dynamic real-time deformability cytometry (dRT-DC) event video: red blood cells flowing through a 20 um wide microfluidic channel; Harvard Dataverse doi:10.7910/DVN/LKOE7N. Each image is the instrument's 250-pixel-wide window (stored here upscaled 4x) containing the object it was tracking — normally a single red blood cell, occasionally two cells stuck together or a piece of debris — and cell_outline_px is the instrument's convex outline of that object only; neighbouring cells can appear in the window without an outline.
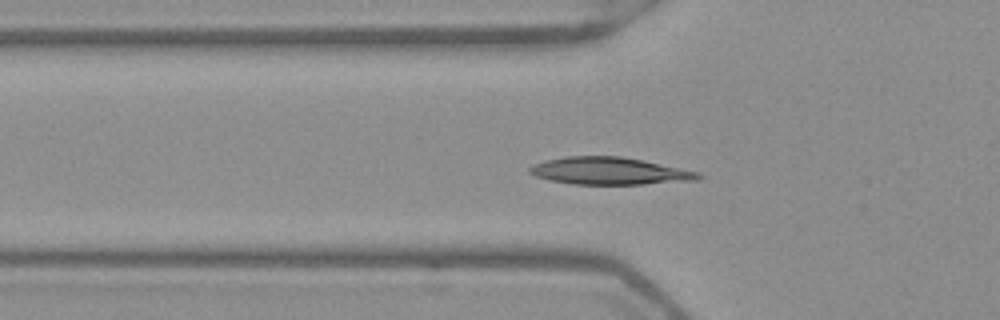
{"species": "Egyptian fruit bat (a non-hibernating species)", "species_latin": "Rousettus aegyptiacus", "temperature_condition": "warm", "stored_images_in_passage": 46, "camera_frame_rate_fps": 3000, "um_per_image_px": 0.085, "frame": {"image": 1, "passage_image": 17, "time_ms": 5.333, "image_size_px": [1000, 320], "cell_outline_px": [[704, 176], [700, 180], [644, 184], [572, 184], [548, 180], [536, 176], [528, 172], [528, 168], [532, 164], [544, 160], [568, 156], [620, 156], [644, 160], [700, 172]], "centroid_in_image_um": [51.82, 14.53], "position_along_channel_um": 74.0, "area_um2": 27.11}}
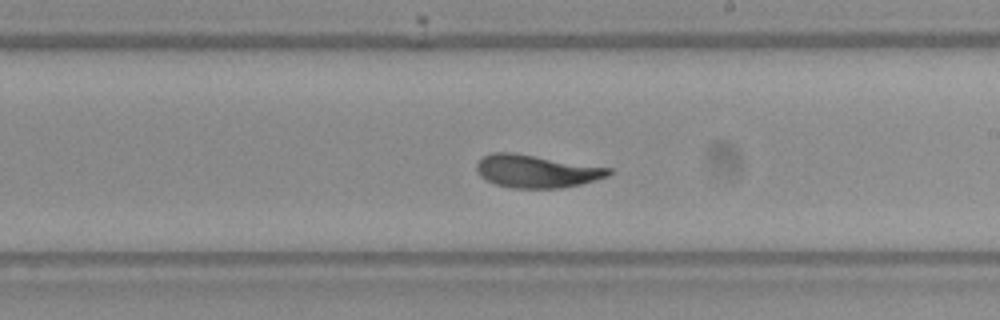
{"frame": {"image": 2, "passage_image": 30, "time_ms": 9.667, "image_size_px": [1000, 320], "cell_outline_px": [[612, 172], [608, 176], [580, 184], [560, 188], [512, 188], [496, 184], [480, 176], [476, 168], [476, 164], [484, 156], [492, 152], [512, 152], [612, 168]], "centroid_in_image_um": [45.6, 14.55], "position_along_channel_um": 243.4, "area_um2": 25.09}}
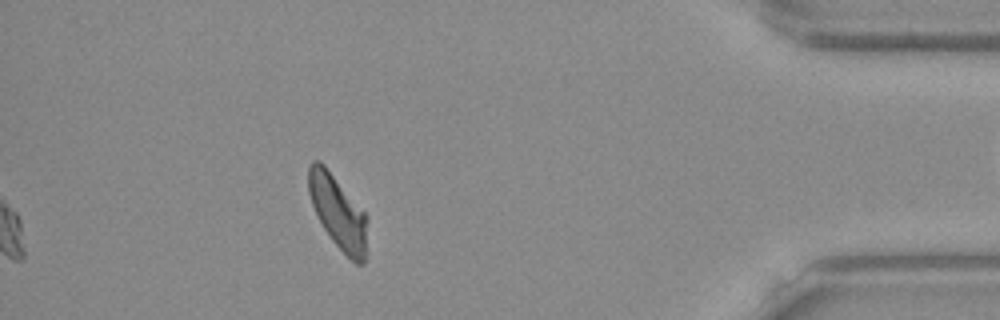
{"frame": {"image": 3, "passage_image": 46, "time_ms": 15.0, "image_size_px": [1000, 320], "cell_outline_px": [[368, 220], [364, 264], [356, 264], [332, 240], [324, 228], [312, 204], [308, 192], [308, 168], [312, 160], [320, 160], [324, 164], [364, 212]], "centroid_in_image_um": [28.72, 18.01], "position_along_channel_um": 406.5, "area_um2": 24.68}, "authors_computed_cell_mechanics": {"area_um2": 25.2297, "velocity_mm_per_s": 3.8932, "shape_relaxation_time_tau1_ms": 2.6554, "shape_relaxation_time_tau2_ms": 1.4852, "deformation_change_tau1": 0.1234, "deformation_change_tau2": 0.0576}}